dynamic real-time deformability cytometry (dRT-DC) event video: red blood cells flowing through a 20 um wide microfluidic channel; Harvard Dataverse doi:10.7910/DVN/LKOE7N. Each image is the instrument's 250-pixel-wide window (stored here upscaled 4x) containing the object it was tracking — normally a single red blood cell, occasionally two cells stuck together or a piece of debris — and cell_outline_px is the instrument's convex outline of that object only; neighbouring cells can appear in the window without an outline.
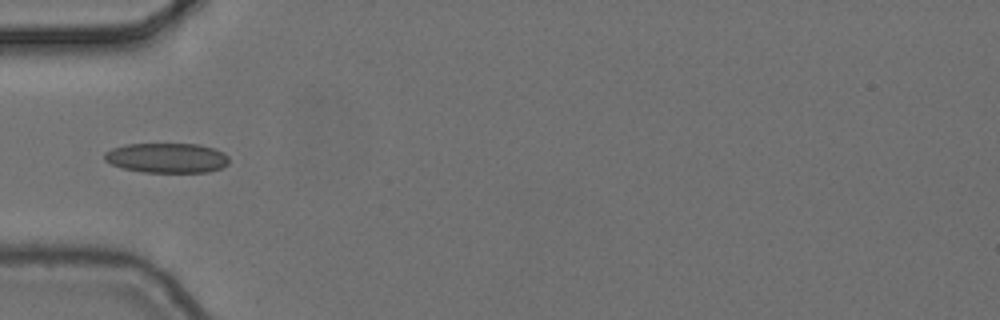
{"species": "common noctule bat (a hibernating species)", "species_latin": "Nyctalus noctula", "temperature_condition": "cold", "stored_images_in_passage": 8, "camera_frame_rate_fps": 3000, "um_per_image_px": 0.085, "animal": {"sex": "female", "body_mass_g": 24.6, "forearm_length_mm": 56.2}, "frame": {"image": 1, "passage_image": 5, "time_ms": 1.333, "image_size_px": [1000, 320], "cell_outline_px": [[228, 164], [220, 168], [208, 172], [144, 172], [120, 168], [104, 160], [104, 152], [112, 148], [124, 144], [200, 144], [224, 152], [228, 156]], "centroid_in_image_um": [14.16, 13.42], "position_along_channel_um": 70.8, "area_um2": 21.79}}
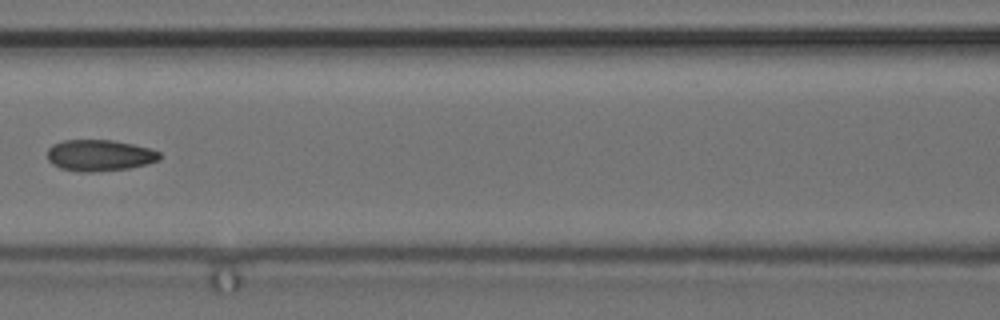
{"frame": {"image": 2, "passage_image": 7, "time_ms": 2.0, "image_size_px": [1000, 320], "cell_outline_px": [[160, 160], [148, 164], [128, 168], [92, 172], [80, 172], [60, 168], [52, 164], [48, 160], [48, 148], [52, 144], [64, 140], [112, 140], [132, 144], [148, 148], [160, 152]], "centroid_in_image_um": [8.45, 13.21], "position_along_channel_um": 158.2, "area_um2": 20.52}}
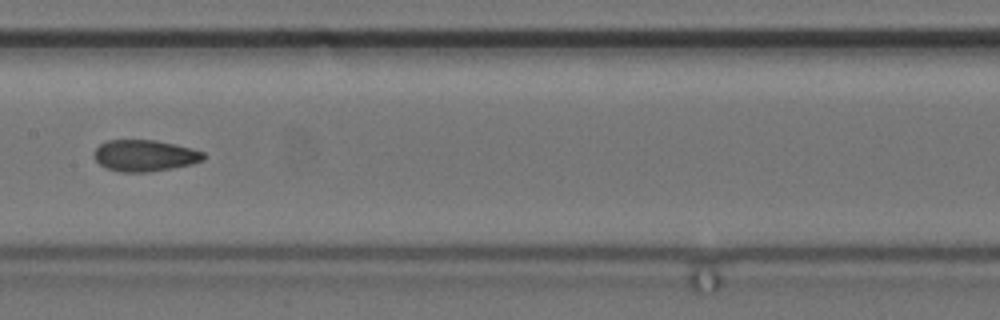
{"frame": {"image": 3, "passage_image": 8, "time_ms": 2.333, "image_size_px": [1000, 320], "cell_outline_px": [[204, 160], [192, 164], [172, 168], [148, 172], [120, 172], [108, 168], [100, 164], [96, 160], [92, 152], [100, 144], [108, 140], [156, 140], [192, 148], [204, 152]], "centroid_in_image_um": [12.3, 13.22], "position_along_channel_um": 195.1, "area_um2": 20.06}}